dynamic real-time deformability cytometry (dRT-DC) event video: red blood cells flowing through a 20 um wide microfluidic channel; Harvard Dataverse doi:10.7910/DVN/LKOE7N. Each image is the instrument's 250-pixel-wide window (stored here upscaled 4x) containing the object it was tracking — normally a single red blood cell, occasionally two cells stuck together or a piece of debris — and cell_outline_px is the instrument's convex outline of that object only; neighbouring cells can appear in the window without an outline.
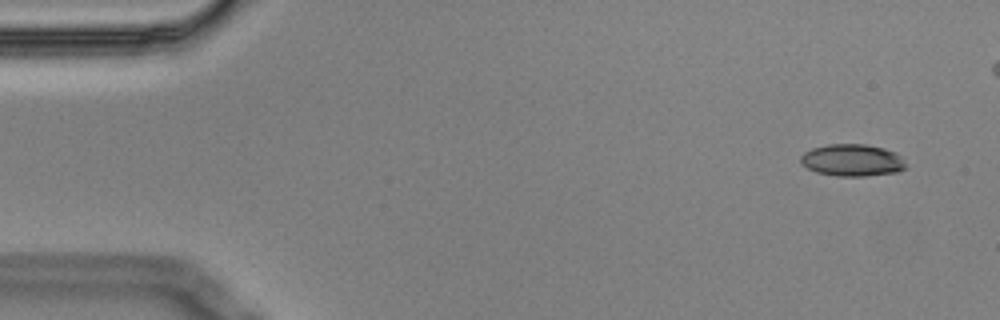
{"species": "Egyptian fruit bat (a non-hibernating species)", "species_latin": "Rousettus aegyptiacus", "temperature_condition": "cold", "stored_images_in_passage": 9, "camera_frame_rate_fps": 3000, "um_per_image_px": 0.085, "animal": {"sex": "male"}, "frame": {"image": 1, "passage_image": 1, "time_ms": 0.0, "image_size_px": [1000, 320], "cell_outline_px": [[908, 168], [896, 172], [864, 176], [836, 176], [816, 172], [800, 164], [800, 156], [804, 152], [812, 148], [828, 144], [864, 144], [884, 148], [896, 152], [900, 156]], "centroid_in_image_um": [72.42, 13.62], "position_along_channel_um": 12.6, "area_um2": 19.77}}
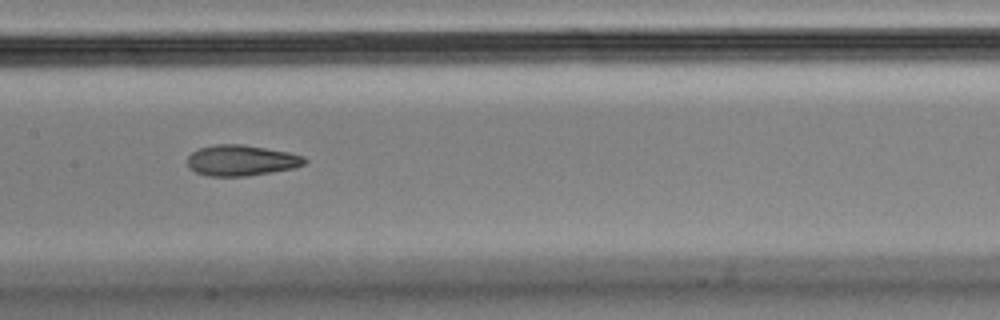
{"frame": {"image": 2, "passage_image": 8, "time_ms": 2.333, "image_size_px": [1000, 320], "cell_outline_px": [[308, 160], [304, 164], [296, 168], [248, 176], [208, 176], [196, 172], [188, 168], [188, 156], [192, 152], [200, 148], [216, 144], [240, 144], [288, 152], [304, 156]], "centroid_in_image_um": [20.52, 13.64], "position_along_channel_um": 186.9, "area_um2": 21.04}}
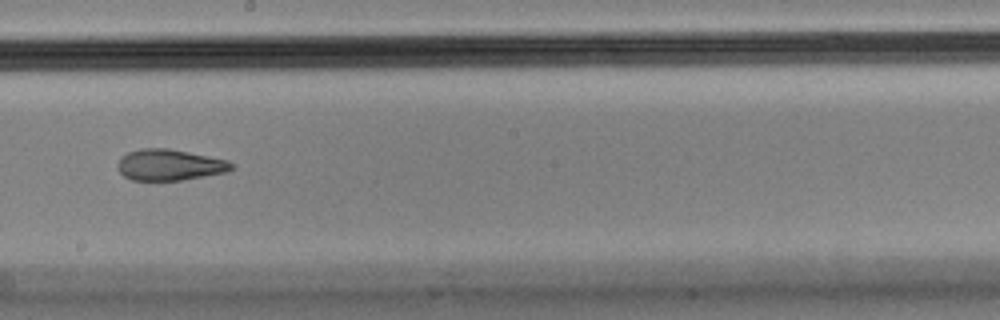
{"frame": {"image": 3, "passage_image": 9, "time_ms": 2.667, "image_size_px": [1000, 320], "cell_outline_px": [[232, 168], [224, 172], [180, 180], [132, 180], [124, 176], [116, 168], [116, 164], [120, 156], [128, 152], [140, 148], [168, 148], [228, 160], [232, 164]], "centroid_in_image_um": [14.32, 14.0], "position_along_channel_um": 233.9, "area_um2": 20.52}}